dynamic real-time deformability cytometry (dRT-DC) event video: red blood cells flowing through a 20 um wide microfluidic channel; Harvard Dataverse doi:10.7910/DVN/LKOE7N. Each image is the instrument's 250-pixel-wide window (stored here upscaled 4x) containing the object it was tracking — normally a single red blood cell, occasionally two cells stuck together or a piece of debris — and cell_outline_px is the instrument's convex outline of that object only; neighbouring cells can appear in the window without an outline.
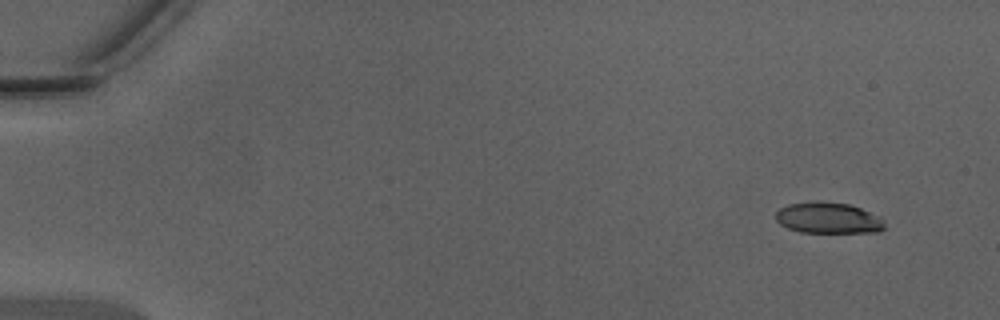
{"species": "Egyptian fruit bat (a non-hibernating species)", "species_latin": "Rousettus aegyptiacus", "temperature_condition": "warm", "stored_images_in_passage": 45, "camera_frame_rate_fps": 3000, "um_per_image_px": 0.085, "animal": {"sex": "male"}, "frame": {"image": 1, "passage_image": 1, "time_ms": 0.0, "image_size_px": [1000, 320], "cell_outline_px": [[884, 228], [880, 232], [800, 232], [788, 228], [780, 224], [776, 220], [776, 212], [780, 208], [788, 204], [816, 200], [848, 204], [860, 208], [876, 216], [884, 224]], "centroid_in_image_um": [70.34, 18.52], "position_along_channel_um": 14.7, "area_um2": 19.54}}
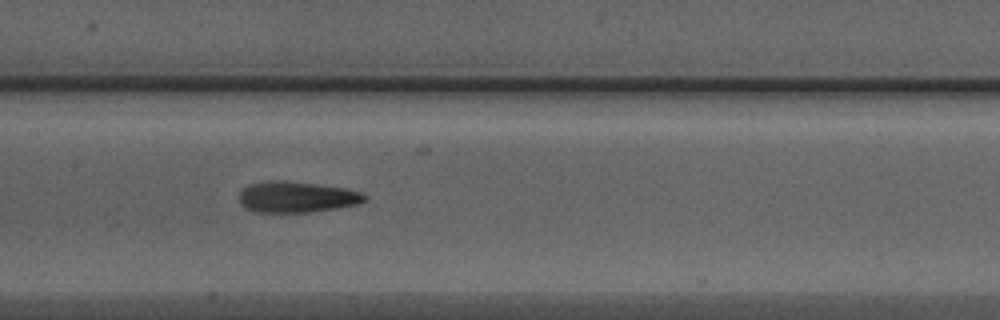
{"frame": {"image": 2, "passage_image": 22, "time_ms": 7.0, "image_size_px": [1000, 320], "cell_outline_px": [[368, 196], [360, 204], [336, 208], [308, 212], [252, 212], [244, 208], [240, 204], [240, 188], [248, 184], [268, 180], [284, 180], [316, 184], [344, 188], [364, 192]], "centroid_in_image_um": [25.18, 16.74], "position_along_channel_um": 182.2, "area_um2": 23.0}}
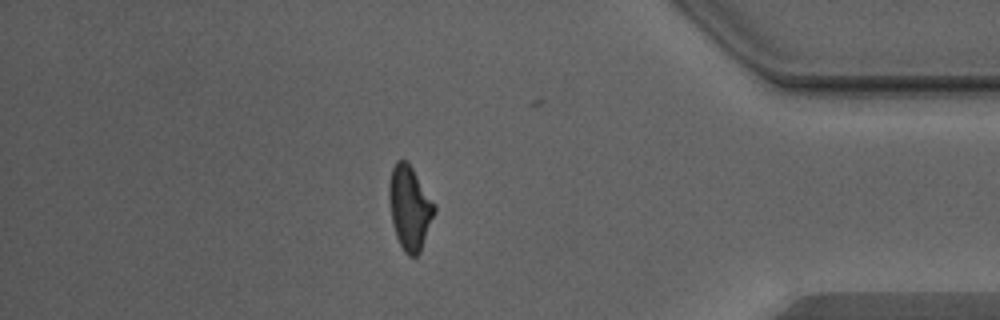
{"frame": {"image": 3, "passage_image": 39, "time_ms": 12.667, "image_size_px": [1000, 320], "cell_outline_px": [[436, 212], [420, 252], [416, 256], [408, 256], [404, 252], [396, 236], [392, 224], [388, 196], [388, 188], [392, 168], [396, 160], [404, 160], [412, 168], [436, 204]], "centroid_in_image_um": [34.83, 17.68], "position_along_channel_um": 400.4, "area_um2": 22.25}, "authors_computed_cell_mechanics": {"area_um2": 22.0796, "velocity_mm_per_s": 4.3952, "shape_relaxation_time_tau1_ms": 4.4897, "shape_relaxation_time_tau2_ms": 1.9043, "deformation_change_tau1": 0.2068, "deformation_change_tau2": 0.1168}}